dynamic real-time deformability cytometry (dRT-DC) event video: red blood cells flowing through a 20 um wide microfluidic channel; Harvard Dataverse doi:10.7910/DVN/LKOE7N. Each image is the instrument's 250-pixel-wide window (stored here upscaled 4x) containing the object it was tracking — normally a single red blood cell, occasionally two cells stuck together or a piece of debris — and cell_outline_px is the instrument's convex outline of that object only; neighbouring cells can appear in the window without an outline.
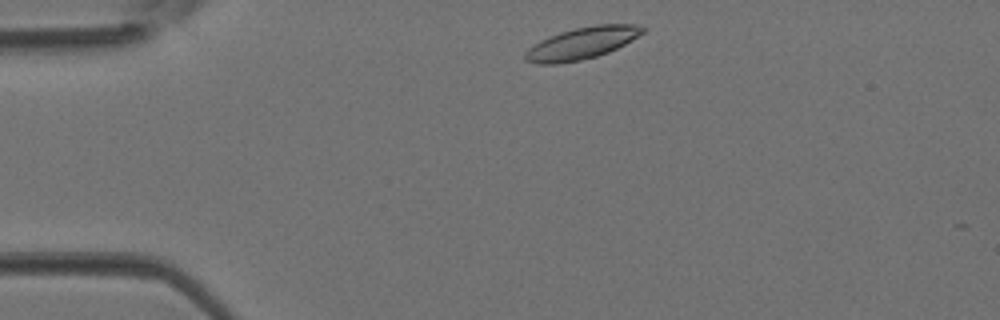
{"species": "Egyptian fruit bat (a non-hibernating species)", "species_latin": "Rousettus aegyptiacus", "temperature_condition": "room temperature", "stored_images_in_passage": 2, "camera_frame_rate_fps": 3000, "um_per_image_px": 0.085, "animal": {"sex": "female"}, "frame": {"image": 1, "passage_image": 1, "time_ms": 0.0, "image_size_px": [1000, 320], "cell_outline_px": [[644, 32], [624, 44], [608, 52], [596, 56], [580, 60], [556, 64], [536, 64], [524, 60], [524, 52], [528, 48], [540, 40], [560, 32], [576, 28], [596, 24], [636, 24], [644, 28]], "centroid_in_image_um": [49.41, 3.68], "position_along_channel_um": 35.6, "area_um2": 21.68}}